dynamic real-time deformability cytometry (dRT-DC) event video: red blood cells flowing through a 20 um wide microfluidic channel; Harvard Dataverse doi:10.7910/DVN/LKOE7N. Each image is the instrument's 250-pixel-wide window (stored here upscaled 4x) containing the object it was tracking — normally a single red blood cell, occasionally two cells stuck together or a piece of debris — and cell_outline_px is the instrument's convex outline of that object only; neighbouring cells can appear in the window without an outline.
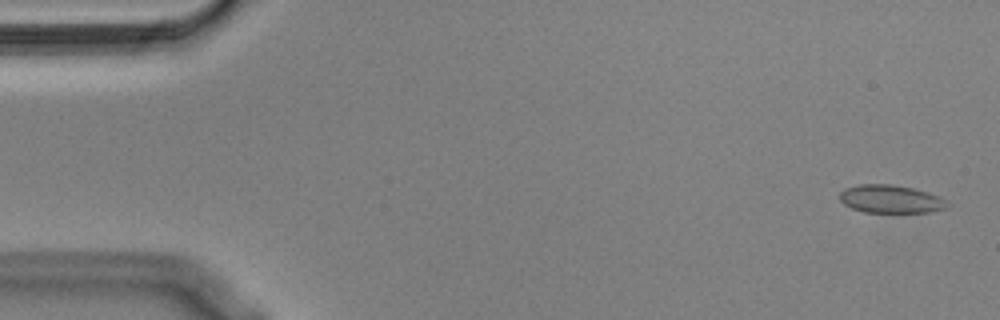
{"species": "Egyptian fruit bat (a non-hibernating species)", "species_latin": "Rousettus aegyptiacus", "temperature_condition": "cold", "stored_images_in_passage": 56, "camera_frame_rate_fps": 3000, "um_per_image_px": 0.085, "animal": {"sex": "male"}, "frame": {"image": 1, "passage_image": 2, "time_ms": 0.333, "image_size_px": [1000, 320], "cell_outline_px": [[952, 204], [944, 208], [932, 212], [864, 212], [852, 208], [844, 204], [840, 200], [840, 192], [844, 188], [860, 184], [892, 184], [912, 188], [928, 192], [940, 196]], "centroid_in_image_um": [75.73, 16.91], "position_along_channel_um": 9.3, "area_um2": 17.69}}
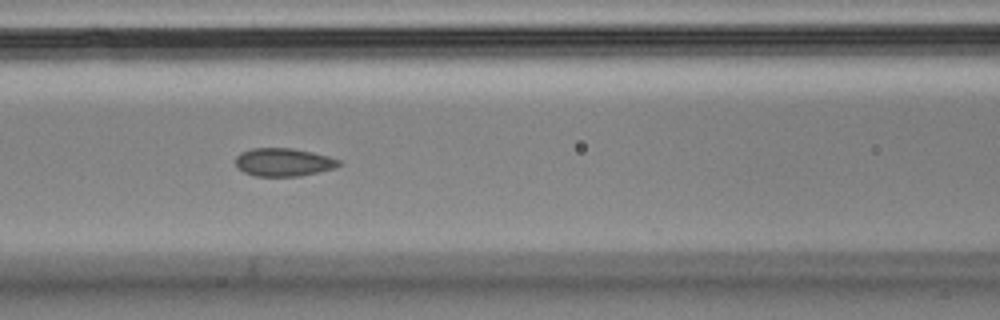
{"frame": {"image": 2, "passage_image": 23, "time_ms": 7.333, "image_size_px": [1000, 320], "cell_outline_px": [[340, 164], [336, 168], [300, 176], [256, 176], [244, 172], [236, 164], [236, 156], [240, 152], [252, 148], [292, 148], [312, 152], [328, 156], [340, 160]], "centroid_in_image_um": [24.11, 13.78], "position_along_channel_um": 142.5, "area_um2": 16.88}}
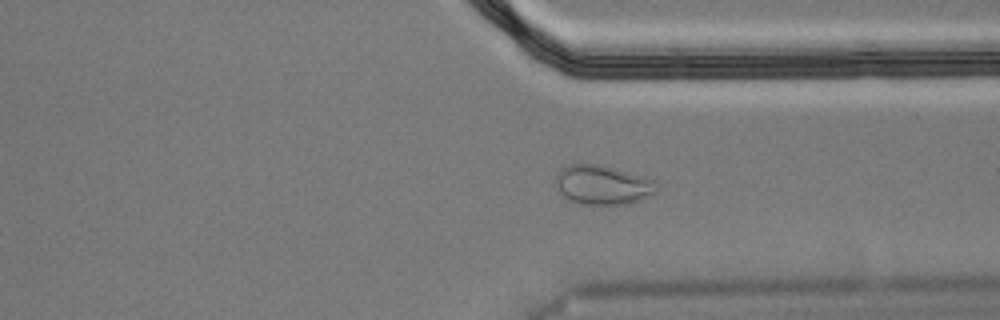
{"frame": {"image": 3, "passage_image": 41, "time_ms": 13.333, "image_size_px": [1000, 320], "cell_outline_px": [[660, 184], [656, 192], [636, 200], [624, 204], [580, 204], [568, 200], [560, 192], [556, 180], [556, 172], [560, 168], [568, 164], [600, 164], [656, 180]], "centroid_in_image_um": [51.21, 15.7], "position_along_channel_um": 360.2, "area_um2": 23.06}, "authors_computed_cell_mechanics": {"area_um2": 17.6868, "velocity_mm_per_s": 3.6299, "shape_relaxation_time_tau1_ms": null, "shape_relaxation_time_tau2_ms": 1.1071, "deformation_change_tau1": null, "deformation_change_tau2": 0.0378}}